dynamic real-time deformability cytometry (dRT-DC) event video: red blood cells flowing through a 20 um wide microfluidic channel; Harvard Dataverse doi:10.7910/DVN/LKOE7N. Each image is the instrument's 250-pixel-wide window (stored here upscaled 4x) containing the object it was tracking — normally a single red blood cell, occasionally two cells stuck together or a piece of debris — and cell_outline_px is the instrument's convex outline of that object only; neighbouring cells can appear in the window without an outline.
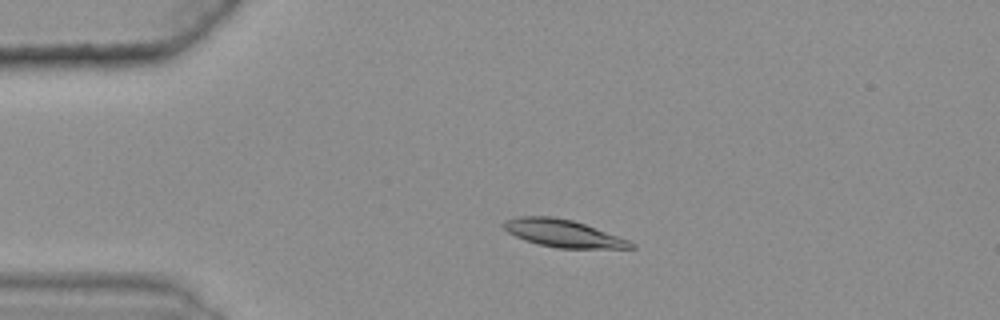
{"species": "common noctule bat (a hibernating species)", "species_latin": "Nyctalus noctula", "temperature_condition": "warm", "stored_images_in_passage": 41, "camera_frame_rate_fps": 3000, "um_per_image_px": 0.085, "animal": {"sex": "female", "body_mass_g": 25.1}, "frame": {"image": 1, "passage_image": 7, "time_ms": 2.0, "image_size_px": [1000, 320], "cell_outline_px": [[636, 248], [556, 248], [536, 244], [524, 240], [508, 232], [500, 224], [504, 220], [516, 216], [552, 216], [572, 220], [584, 224], [628, 240], [636, 244]], "centroid_in_image_um": [47.8, 19.83], "position_along_channel_um": 37.2, "area_um2": 20.35}}
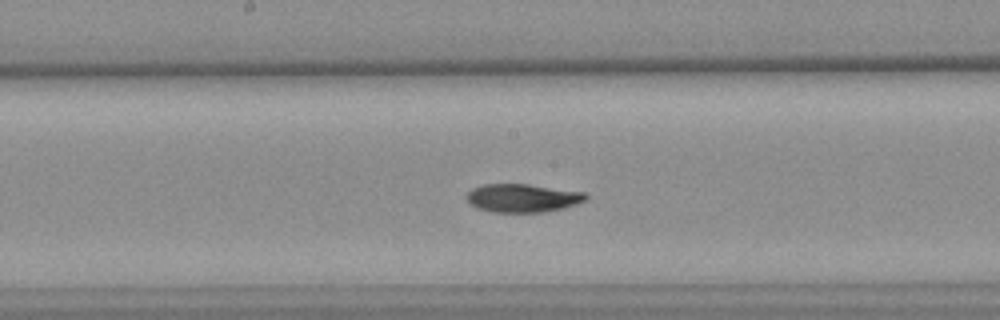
{"frame": {"image": 2, "passage_image": 24, "time_ms": 7.667, "image_size_px": [1000, 320], "cell_outline_px": [[588, 196], [584, 200], [576, 204], [564, 208], [544, 212], [492, 212], [476, 208], [468, 200], [468, 192], [472, 188], [484, 184], [528, 184], [584, 192]], "centroid_in_image_um": [44.42, 16.83], "position_along_channel_um": 203.8, "area_um2": 19.54}}
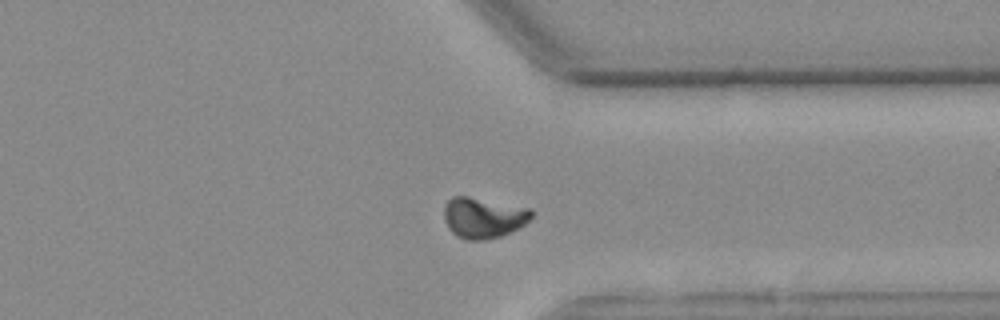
{"frame": {"image": 3, "passage_image": 38, "time_ms": 12.333, "image_size_px": [1000, 320], "cell_outline_px": [[536, 212], [520, 228], [500, 236], [488, 240], [468, 240], [456, 236], [448, 228], [444, 220], [444, 204], [452, 196], [468, 196], [532, 208]], "centroid_in_image_um": [41.09, 18.5], "position_along_channel_um": 370.3, "area_um2": 21.1}, "authors_computed_cell_mechanics": {"area_um2": 20.2878, "velocity_mm_per_s": 3.5832, "shape_relaxation_time_tau1_ms": 7.296, "shape_relaxation_time_tau2_ms": null, "deformation_change_tau1": 0.1769, "deformation_change_tau2": null}}